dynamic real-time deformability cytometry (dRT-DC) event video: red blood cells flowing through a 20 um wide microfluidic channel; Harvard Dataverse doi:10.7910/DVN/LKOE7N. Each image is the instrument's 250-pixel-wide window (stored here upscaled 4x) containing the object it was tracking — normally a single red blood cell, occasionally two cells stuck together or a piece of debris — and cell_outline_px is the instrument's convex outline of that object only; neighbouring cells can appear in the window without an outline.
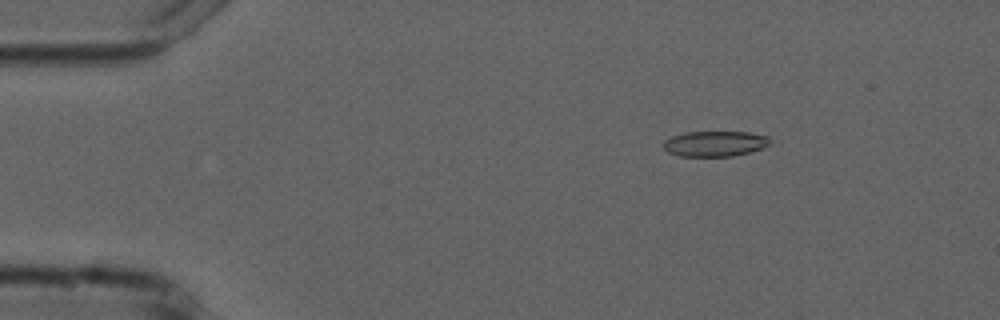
{"species": "common noctule bat (a hibernating species)", "species_latin": "Nyctalus noctula", "temperature_condition": "cold", "stored_images_in_passage": 4, "camera_frame_rate_fps": 3000, "um_per_image_px": 0.085, "animal": {"sex": "male", "forearm_length_mm": 52.5}, "frame": {"image": 1, "passage_image": 3, "time_ms": 2.333, "image_size_px": [1000, 320], "cell_outline_px": [[768, 144], [760, 148], [748, 152], [732, 156], [680, 156], [668, 152], [664, 148], [664, 140], [672, 136], [684, 132], [748, 132], [768, 136]], "centroid_in_image_um": [60.71, 12.2], "position_along_channel_um": 24.3, "area_um2": 15.55}}